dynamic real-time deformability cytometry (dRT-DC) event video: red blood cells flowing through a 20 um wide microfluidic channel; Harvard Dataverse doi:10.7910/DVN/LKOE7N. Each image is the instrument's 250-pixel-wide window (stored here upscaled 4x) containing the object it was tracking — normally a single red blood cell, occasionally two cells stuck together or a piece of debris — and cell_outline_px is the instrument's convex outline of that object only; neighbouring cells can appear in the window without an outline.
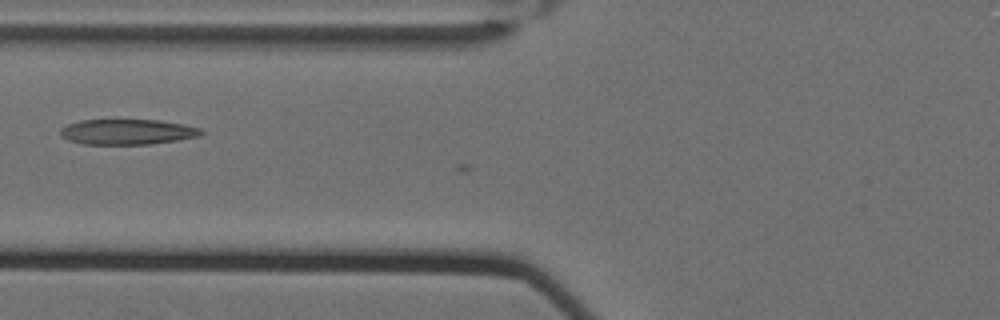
{"species": "Egyptian fruit bat (a non-hibernating species)", "species_latin": "Rousettus aegyptiacus", "temperature_condition": "cold", "stored_images_in_passage": 8, "camera_frame_rate_fps": 3000, "um_per_image_px": 0.085, "animal": {"sex": "female"}, "frame": {"image": 1, "passage_image": 5, "time_ms": 1.333, "image_size_px": [1000, 320], "cell_outline_px": [[204, 132], [200, 136], [176, 140], [148, 144], [84, 144], [68, 140], [60, 136], [60, 128], [68, 124], [80, 120], [160, 120], [184, 124], [200, 128]], "centroid_in_image_um": [10.81, 11.2], "position_along_channel_um": 115.0, "area_um2": 20.81}}